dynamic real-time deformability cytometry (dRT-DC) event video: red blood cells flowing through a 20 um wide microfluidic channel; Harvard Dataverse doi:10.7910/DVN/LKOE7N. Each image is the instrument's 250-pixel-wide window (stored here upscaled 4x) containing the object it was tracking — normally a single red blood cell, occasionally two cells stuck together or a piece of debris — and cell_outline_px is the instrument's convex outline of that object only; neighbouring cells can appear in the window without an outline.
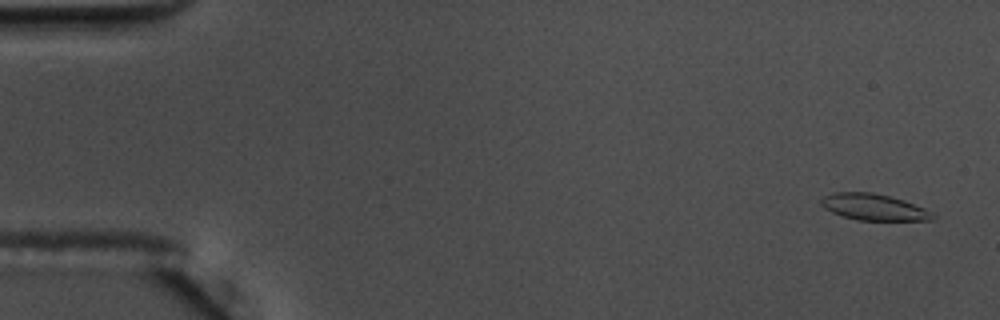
{"species": "common noctule bat (a hibernating species)", "species_latin": "Nyctalus noctula", "temperature_condition": "warm", "stored_images_in_passage": 57, "camera_frame_rate_fps": 3000, "um_per_image_px": 0.085, "animal": {"sex": "male", "body_mass_g": 17.5, "forearm_length_mm": 52.3}, "frame": {"image": 1, "passage_image": 3, "time_ms": 0.667, "image_size_px": [1000, 320], "cell_outline_px": [[936, 216], [932, 220], [856, 220], [832, 212], [824, 208], [820, 204], [820, 200], [824, 196], [832, 192], [872, 192], [904, 200], [924, 208], [932, 212]], "centroid_in_image_um": [74.25, 17.6], "position_along_channel_um": 10.7, "area_um2": 17.11}}
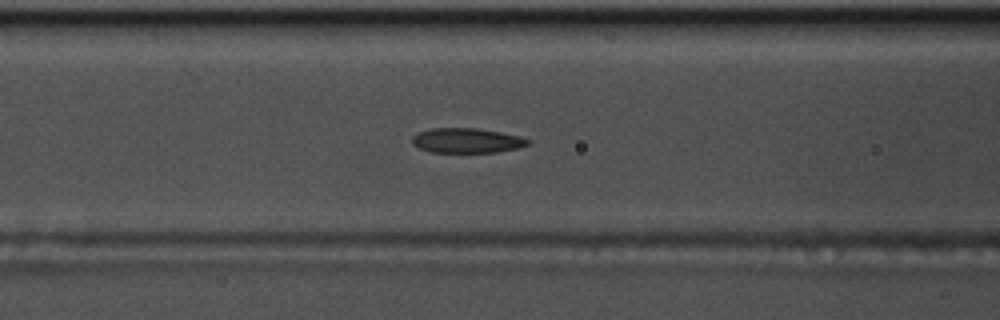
{"frame": {"image": 2, "passage_image": 24, "time_ms": 7.667, "image_size_px": [1000, 320], "cell_outline_px": [[532, 144], [516, 148], [496, 152], [432, 152], [420, 148], [412, 144], [412, 136], [420, 132], [432, 128], [476, 128], [500, 132], [520, 136], [532, 140]], "centroid_in_image_um": [39.71, 11.94], "position_along_channel_um": 126.9, "area_um2": 16.7}}
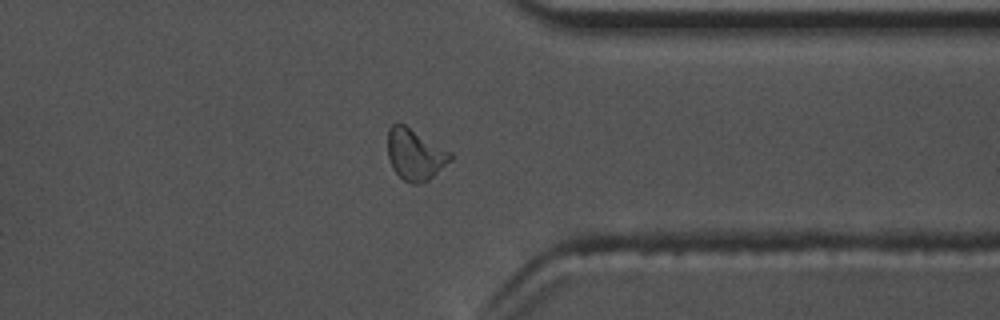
{"frame": {"image": 3, "passage_image": 45, "time_ms": 14.667, "image_size_px": [1000, 320], "cell_outline_px": [[452, 160], [428, 180], [420, 184], [412, 184], [404, 180], [392, 168], [388, 156], [388, 128], [396, 120], [404, 124], [452, 152]], "centroid_in_image_um": [35.27, 13.11], "position_along_channel_um": 376.1, "area_um2": 18.84}, "authors_computed_cell_mechanics": {"area_um2": 17.5712, "velocity_mm_per_s": 3.6279, "shape_relaxation_time_tau1_ms": null, "shape_relaxation_time_tau2_ms": 2.6807, "deformation_change_tau1": null, "deformation_change_tau2": 0.0957}}